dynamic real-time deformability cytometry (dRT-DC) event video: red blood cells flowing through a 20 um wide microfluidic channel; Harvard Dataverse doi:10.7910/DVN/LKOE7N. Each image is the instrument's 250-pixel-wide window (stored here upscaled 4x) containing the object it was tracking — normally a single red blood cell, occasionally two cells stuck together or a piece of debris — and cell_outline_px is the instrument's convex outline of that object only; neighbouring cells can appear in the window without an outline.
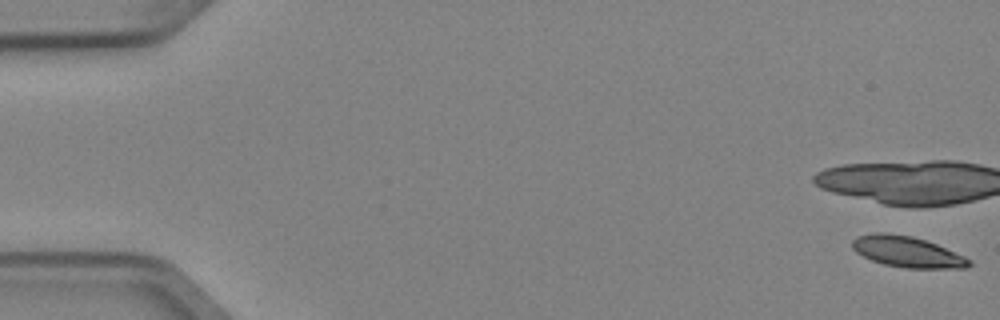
{"species": "Egyptian fruit bat (a non-hibernating species)", "species_latin": "Rousettus aegyptiacus", "temperature_condition": "cold", "stored_images_in_passage": 6, "camera_frame_rate_fps": 3000, "um_per_image_px": 0.085, "animal": {"sex": "female"}, "frame": {"image": 1, "passage_image": 1, "time_ms": 0.0, "image_size_px": [1000, 320], "cell_outline_px": [[972, 264], [968, 268], [904, 268], [884, 264], [872, 260], [856, 252], [852, 248], [852, 240], [856, 236], [876, 232], [884, 232], [912, 236], [936, 244], [964, 256], [972, 260]], "centroid_in_image_um": [77.11, 21.4], "position_along_channel_um": 7.9, "area_um2": 21.04}}